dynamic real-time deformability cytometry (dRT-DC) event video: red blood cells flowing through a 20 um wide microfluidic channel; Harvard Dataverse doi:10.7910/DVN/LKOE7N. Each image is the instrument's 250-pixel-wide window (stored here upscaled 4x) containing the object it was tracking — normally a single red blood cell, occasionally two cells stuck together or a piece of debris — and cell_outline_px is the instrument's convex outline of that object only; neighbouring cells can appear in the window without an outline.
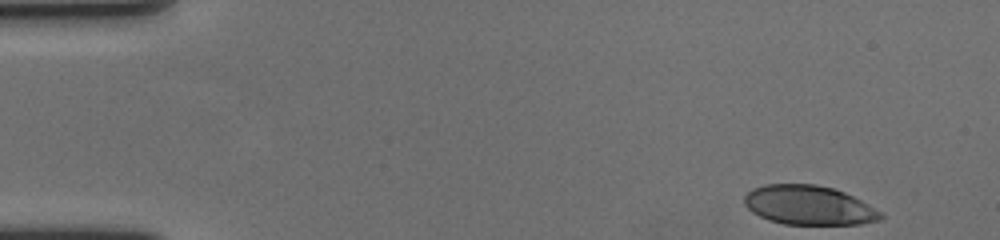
{"species": "human", "species_latin": "Homo sapiens", "temperature_condition": "cold", "stored_images_in_passage": 47, "camera_frame_rate_fps": 3000, "um_per_image_px": 0.085, "donor": {"sex": "female"}, "frame": {"image": 1, "passage_image": 1, "time_ms": 0.0, "image_size_px": [1000, 240], "cell_outline_px": [[884, 216], [880, 220], [860, 224], [784, 224], [768, 220], [752, 212], [744, 204], [744, 196], [752, 188], [764, 184], [816, 184], [832, 188], [844, 192], [868, 204], [880, 212]], "centroid_in_image_um": [68.72, 17.44], "position_along_channel_um": 16.3, "area_um2": 31.15}}
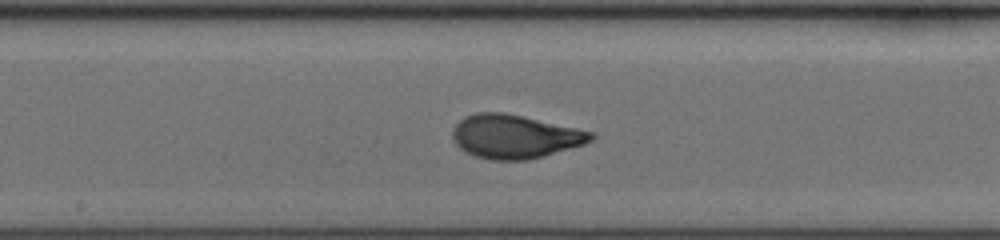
{"frame": {"image": 2, "passage_image": 27, "time_ms": 8.667, "image_size_px": [1000, 240], "cell_outline_px": [[596, 136], [592, 140], [584, 144], [544, 156], [528, 160], [492, 160], [476, 156], [464, 152], [452, 140], [452, 128], [464, 116], [476, 112], [504, 112], [524, 116], [596, 132]], "centroid_in_image_um": [43.76, 11.6], "position_along_channel_um": 204.4, "area_um2": 35.6}}
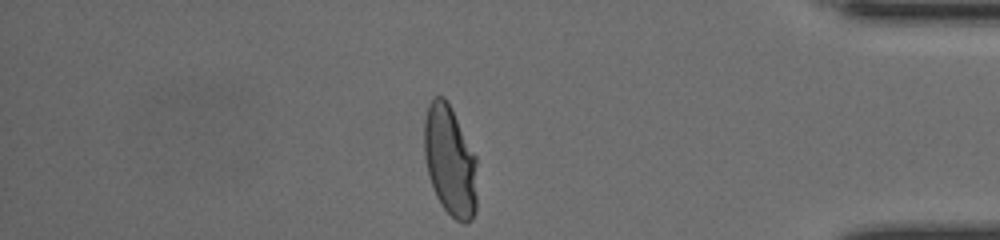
{"frame": {"image": 3, "passage_image": 46, "time_ms": 15.0, "image_size_px": [1000, 240], "cell_outline_px": [[476, 212], [472, 220], [464, 224], [456, 220], [440, 204], [432, 188], [428, 176], [424, 156], [424, 120], [428, 104], [432, 96], [444, 96], [448, 100], [476, 156]], "centroid_in_image_um": [38.24, 13.66], "position_along_channel_um": 397.0, "area_um2": 34.62}, "authors_computed_cell_mechanics": {"area_um2": 34.102, "velocity_mm_per_s": 3.5542, "shape_relaxation_time_tau1_ms": 5.3101, "shape_relaxation_time_tau2_ms": null, "deformation_change_tau1": 0.2141, "deformation_change_tau2": null}}